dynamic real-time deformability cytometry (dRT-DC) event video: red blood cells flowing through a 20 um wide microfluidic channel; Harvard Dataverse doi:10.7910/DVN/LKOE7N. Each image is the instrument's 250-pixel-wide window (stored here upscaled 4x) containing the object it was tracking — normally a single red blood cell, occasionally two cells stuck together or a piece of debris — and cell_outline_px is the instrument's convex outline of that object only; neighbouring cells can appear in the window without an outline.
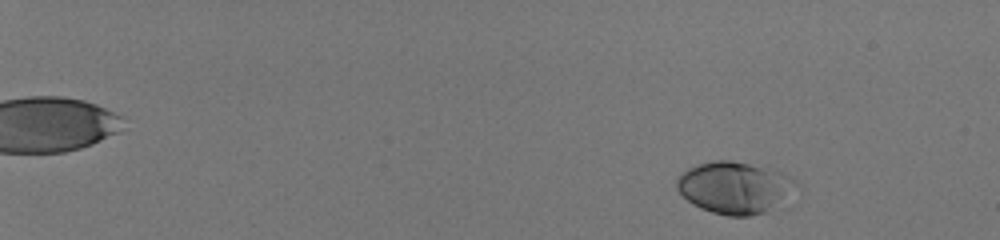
{"species": "human", "species_latin": "Homo sapiens", "temperature_condition": "room temperature", "stored_images_in_passage": 56, "camera_frame_rate_fps": 3000, "um_per_image_px": 0.085, "donor": {"sex": "male"}, "frame": {"image": 1, "passage_image": 6, "time_ms": 1.667, "image_size_px": [1000, 240], "cell_outline_px": [[800, 188], [764, 212], [748, 216], [728, 216], [712, 212], [700, 208], [692, 204], [676, 188], [676, 180], [680, 172], [696, 164], [712, 160], [728, 160], [776, 168], [792, 176], [800, 184]], "centroid_in_image_um": [62.47, 15.9], "position_along_channel_um": 22.5, "area_um2": 36.59}}
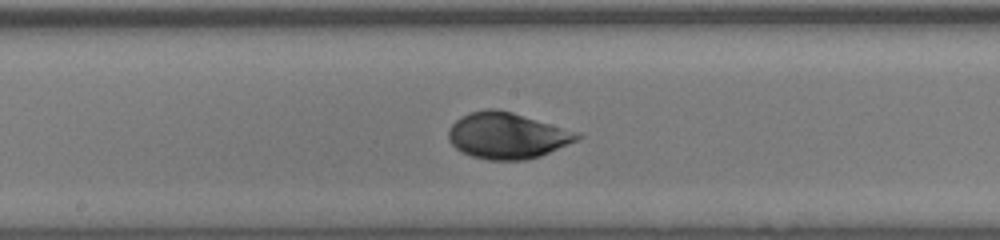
{"frame": {"image": 2, "passage_image": 35, "time_ms": 11.333, "image_size_px": [1000, 240], "cell_outline_px": [[584, 136], [576, 140], [540, 156], [524, 160], [488, 160], [472, 156], [460, 152], [448, 140], [448, 128], [460, 116], [472, 112], [488, 108], [496, 108], [512, 112], [580, 132]], "centroid_in_image_um": [43.09, 11.52], "position_along_channel_um": 205.1, "area_um2": 34.68}}
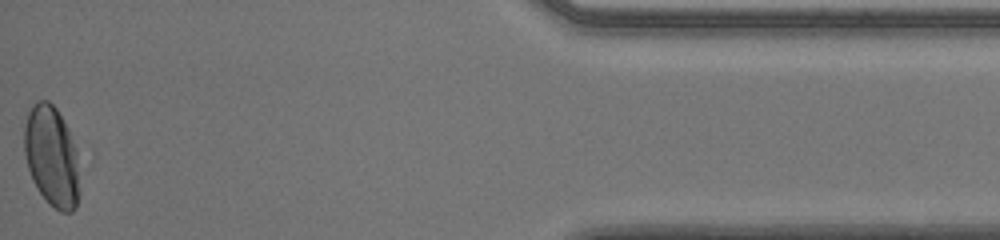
{"frame": {"image": 3, "passage_image": 56, "time_ms": 18.333, "image_size_px": [1000, 240], "cell_outline_px": [[80, 192], [76, 208], [72, 212], [60, 212], [48, 204], [32, 180], [28, 168], [24, 152], [24, 124], [28, 112], [36, 100], [48, 100], [56, 108], [68, 128], [76, 148]], "centroid_in_image_um": [4.39, 13.31], "position_along_channel_um": 430.8, "area_um2": 32.77}, "authors_computed_cell_mechanics": {"area_um2": 33.7841, "velocity_mm_per_s": 3.9754, "shape_relaxation_time_tau1_ms": 3.056, "shape_relaxation_time_tau2_ms": null, "deformation_change_tau1": 0.1426, "deformation_change_tau2": null}}